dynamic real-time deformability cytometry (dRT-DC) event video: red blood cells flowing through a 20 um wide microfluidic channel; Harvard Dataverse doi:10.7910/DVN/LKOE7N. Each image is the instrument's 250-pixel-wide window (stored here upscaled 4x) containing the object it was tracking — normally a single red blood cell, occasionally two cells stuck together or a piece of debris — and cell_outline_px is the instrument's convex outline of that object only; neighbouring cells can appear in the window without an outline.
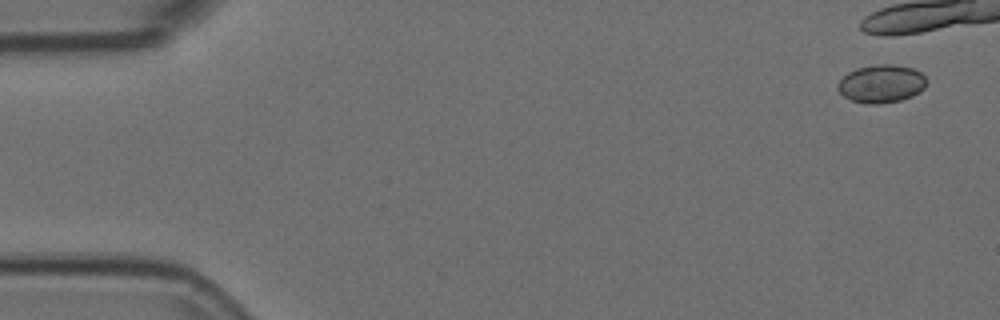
{"species": "Egyptian fruit bat (a non-hibernating species)", "species_latin": "Rousettus aegyptiacus", "temperature_condition": "room temperature", "stored_images_in_passage": 6, "camera_frame_rate_fps": 3000, "um_per_image_px": 0.085, "animal": {"sex": "female"}, "frame": {"image": 1, "passage_image": 1, "time_ms": 0.0, "image_size_px": [1000, 320], "cell_outline_px": [[928, 80], [924, 88], [920, 92], [912, 96], [900, 100], [876, 104], [868, 104], [852, 100], [844, 96], [836, 88], [836, 84], [848, 72], [856, 68], [876, 64], [892, 64], [912, 68], [920, 72]], "centroid_in_image_um": [74.91, 7.11], "position_along_channel_um": 10.1, "area_um2": 19.71}}